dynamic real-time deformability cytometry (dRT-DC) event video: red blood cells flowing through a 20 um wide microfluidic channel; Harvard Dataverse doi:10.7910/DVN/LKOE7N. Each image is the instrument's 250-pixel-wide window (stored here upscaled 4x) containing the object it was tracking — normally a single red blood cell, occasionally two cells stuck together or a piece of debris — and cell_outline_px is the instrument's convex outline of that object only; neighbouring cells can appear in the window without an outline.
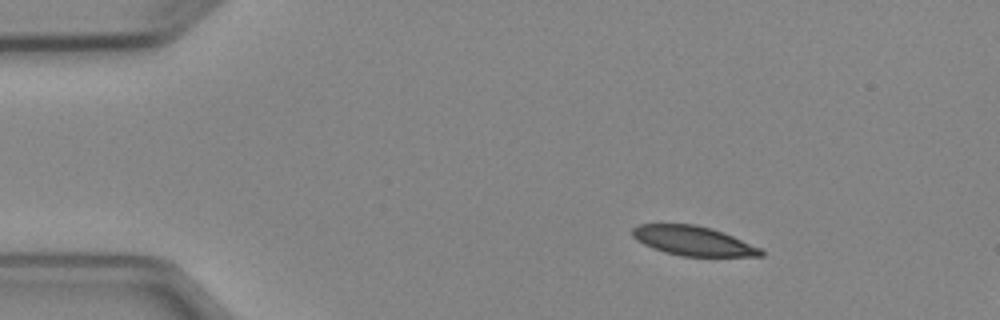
{"species": "Egyptian fruit bat (a non-hibernating species)", "species_latin": "Rousettus aegyptiacus", "temperature_condition": "cold", "stored_images_in_passage": 3, "camera_frame_rate_fps": 3000, "um_per_image_px": 0.085, "animal": {"sex": "female"}, "frame": {"image": 1, "passage_image": 1, "time_ms": 0.0, "image_size_px": [1000, 320], "cell_outline_px": [[764, 256], [680, 256], [664, 252], [652, 248], [636, 240], [632, 236], [632, 228], [640, 224], [696, 224], [712, 228], [764, 248]], "centroid_in_image_um": [58.95, 20.47], "position_along_channel_um": 26.1, "area_um2": 22.25}}